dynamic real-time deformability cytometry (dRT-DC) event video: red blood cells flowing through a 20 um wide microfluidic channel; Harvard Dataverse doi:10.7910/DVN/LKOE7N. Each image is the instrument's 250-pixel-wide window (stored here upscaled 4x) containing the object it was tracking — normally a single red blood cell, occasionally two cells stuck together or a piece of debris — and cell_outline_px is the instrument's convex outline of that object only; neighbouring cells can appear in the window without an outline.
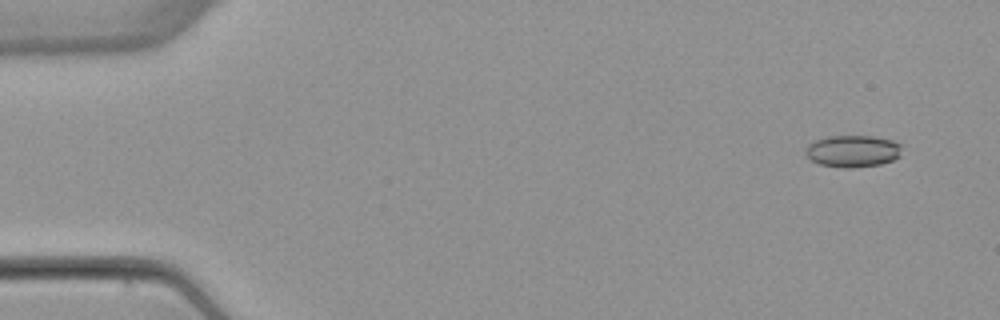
{"species": "common noctule bat (a hibernating species)", "species_latin": "Nyctalus noctula", "temperature_condition": "warm", "stored_images_in_passage": 50, "camera_frame_rate_fps": 3000, "um_per_image_px": 0.085, "animal": {"sex": "female", "body_mass_g": 22.7, "forearm_length_mm": 54.2}, "frame": {"image": 1, "passage_image": 1, "time_ms": 0.0, "image_size_px": [1000, 320], "cell_outline_px": [[904, 144], [900, 156], [892, 160], [880, 164], [852, 168], [844, 168], [820, 164], [812, 160], [804, 152], [808, 144], [816, 140], [828, 136], [872, 136], [892, 140]], "centroid_in_image_um": [72.53, 12.84], "position_along_channel_um": 12.5, "area_um2": 18.03}}
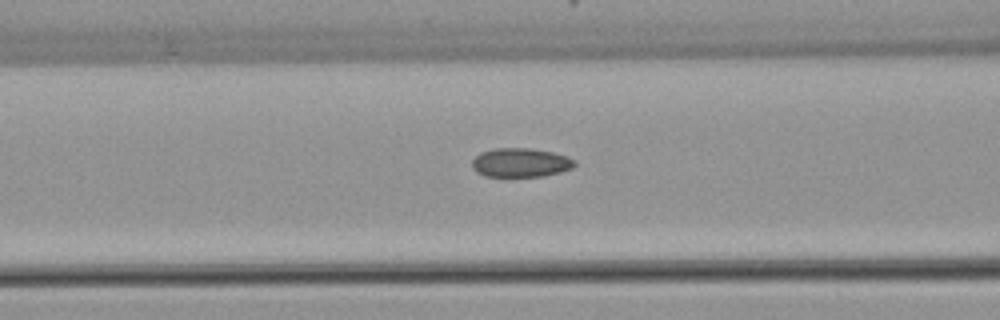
{"frame": {"image": 2, "passage_image": 19, "time_ms": 6.0, "image_size_px": [1000, 320], "cell_outline_px": [[576, 164], [572, 168], [560, 172], [544, 176], [484, 176], [476, 172], [472, 168], [472, 160], [480, 152], [492, 148], [528, 148], [552, 152], [568, 156], [576, 160]], "centroid_in_image_um": [44.24, 13.82], "position_along_channel_um": 122.4, "area_um2": 17.46}}
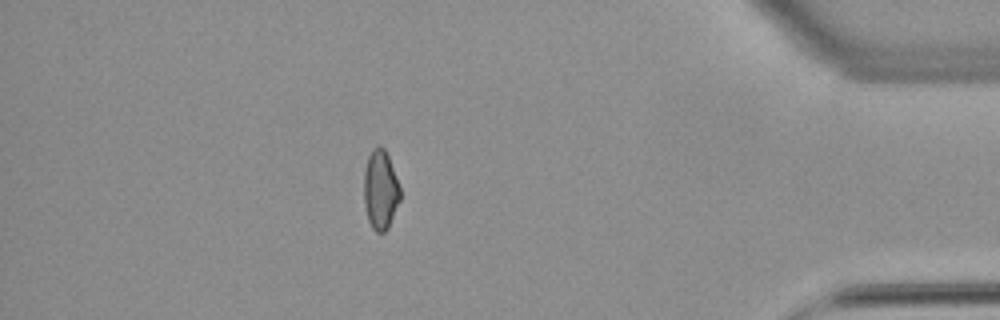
{"frame": {"image": 3, "passage_image": 44, "time_ms": 14.333, "image_size_px": [1000, 320], "cell_outline_px": [[400, 200], [388, 228], [384, 232], [376, 232], [372, 228], [368, 220], [364, 204], [364, 172], [368, 156], [372, 148], [380, 144], [384, 148], [388, 156], [400, 188]], "centroid_in_image_um": [32.33, 16.13], "position_along_channel_um": 402.9, "area_um2": 16.76}, "authors_computed_cell_mechanics": {"area_um2": 17.4267, "velocity_mm_per_s": 3.8855, "shape_relaxation_time_tau1_ms": null, "shape_relaxation_time_tau2_ms": 1.8118, "deformation_change_tau1": null, "deformation_change_tau2": 0.0638}}